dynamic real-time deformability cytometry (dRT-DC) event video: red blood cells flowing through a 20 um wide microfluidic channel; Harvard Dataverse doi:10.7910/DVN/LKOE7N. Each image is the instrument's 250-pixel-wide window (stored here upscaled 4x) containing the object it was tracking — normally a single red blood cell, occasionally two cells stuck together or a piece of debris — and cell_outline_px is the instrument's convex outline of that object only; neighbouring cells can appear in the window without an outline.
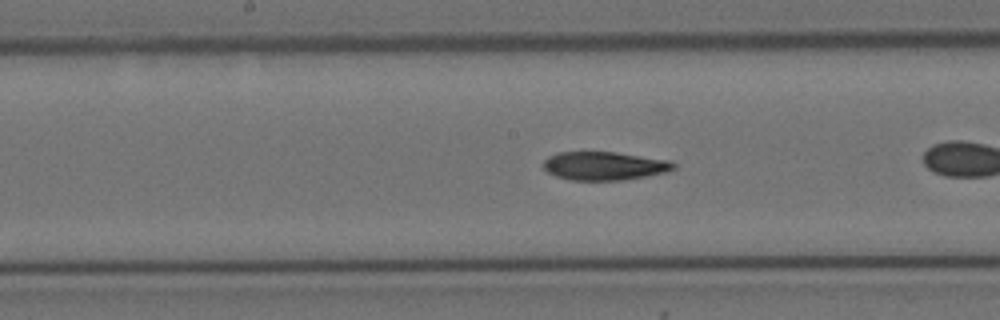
{"species": "Egyptian fruit bat (a non-hibernating species)", "species_latin": "Rousettus aegyptiacus", "temperature_condition": "cold", "stored_images_in_passage": 41, "camera_frame_rate_fps": 3000, "um_per_image_px": 0.085, "animal": {"sex": "female"}, "frame": {"image": 1, "passage_image": 12, "time_ms": 3.667, "image_size_px": [1000, 320], "cell_outline_px": [[676, 168], [668, 172], [648, 176], [624, 180], [568, 180], [556, 176], [548, 172], [544, 168], [544, 160], [548, 156], [556, 152], [616, 152], [668, 160], [676, 164]], "centroid_in_image_um": [51.38, 14.1], "position_along_channel_um": 196.8, "area_um2": 21.73}, "authors_computed_cell_mechanics": {"area_um2": 22.0796, "velocity_mm_per_s": 3.5137, "shape_relaxation_time_tau1_ms": 5.7177, "shape_relaxation_time_tau2_ms": 4.5896, "deformation_change_tau1": 0.1792, "deformation_change_tau2": 0.118}}